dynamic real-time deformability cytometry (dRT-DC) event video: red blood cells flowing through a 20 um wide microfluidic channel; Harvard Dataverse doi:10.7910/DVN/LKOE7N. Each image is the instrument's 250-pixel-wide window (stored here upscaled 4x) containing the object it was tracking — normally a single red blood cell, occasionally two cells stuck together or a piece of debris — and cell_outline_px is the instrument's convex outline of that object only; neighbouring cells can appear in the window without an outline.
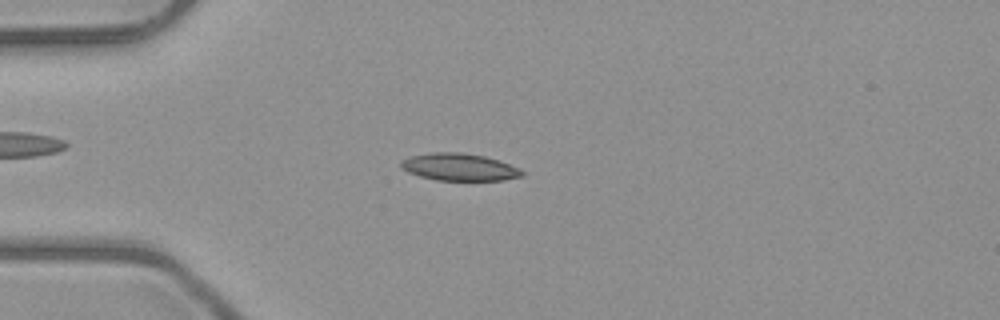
{"species": "common noctule bat (a hibernating species)", "species_latin": "Nyctalus noctula", "temperature_condition": "room temperature", "stored_images_in_passage": 3, "camera_frame_rate_fps": 3000, "um_per_image_px": 0.085, "animal": {"sex": "male", "body_mass_g": 23.1, "forearm_length_mm": 52.7}, "frame": {"image": 1, "passage_image": 3, "time_ms": 3.0, "image_size_px": [1000, 320], "cell_outline_px": [[524, 176], [504, 180], [436, 180], [420, 176], [408, 172], [400, 168], [400, 160], [408, 156], [432, 152], [460, 152], [484, 156], [520, 168], [524, 172]], "centroid_in_image_um": [39.0, 14.2], "position_along_channel_um": 46.0, "area_um2": 19.31}}